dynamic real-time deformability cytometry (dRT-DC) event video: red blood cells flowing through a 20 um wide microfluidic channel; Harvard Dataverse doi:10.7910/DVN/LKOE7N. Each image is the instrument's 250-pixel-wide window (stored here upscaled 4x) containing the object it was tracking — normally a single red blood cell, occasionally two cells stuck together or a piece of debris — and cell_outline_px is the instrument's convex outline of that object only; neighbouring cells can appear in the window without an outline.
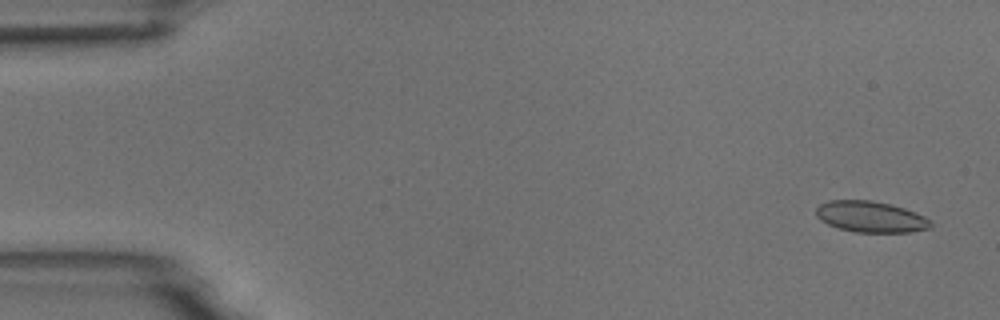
{"species": "common noctule bat (a hibernating species)", "species_latin": "Nyctalus noctula", "temperature_condition": "room temperature", "stored_images_in_passage": 7, "camera_frame_rate_fps": 3000, "um_per_image_px": 0.085, "animal": {"sex": "male", "body_mass_g": 18.8}, "frame": {"image": 1, "passage_image": 1, "time_ms": 0.0, "image_size_px": [1000, 320], "cell_outline_px": [[932, 228], [912, 232], [856, 232], [840, 228], [828, 224], [820, 220], [816, 216], [816, 208], [820, 204], [828, 200], [872, 200], [892, 204], [904, 208], [924, 216], [932, 220]], "centroid_in_image_um": [74.03, 18.42], "position_along_channel_um": 11.0, "area_um2": 20.92}}
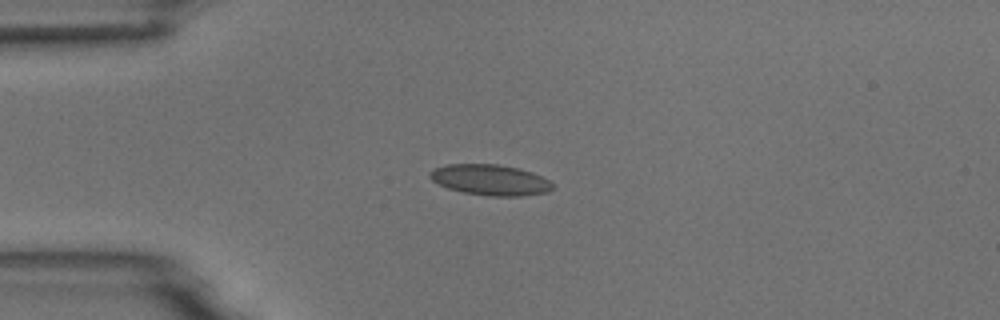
{"frame": {"image": 2, "passage_image": 4, "time_ms": 3.667, "image_size_px": [1000, 320], "cell_outline_px": [[552, 188], [548, 192], [520, 196], [488, 196], [464, 192], [448, 188], [432, 180], [428, 176], [428, 172], [436, 168], [448, 164], [496, 164], [520, 168], [532, 172], [548, 180], [552, 184]], "centroid_in_image_um": [41.66, 15.29], "position_along_channel_um": 43.3, "area_um2": 21.85}}